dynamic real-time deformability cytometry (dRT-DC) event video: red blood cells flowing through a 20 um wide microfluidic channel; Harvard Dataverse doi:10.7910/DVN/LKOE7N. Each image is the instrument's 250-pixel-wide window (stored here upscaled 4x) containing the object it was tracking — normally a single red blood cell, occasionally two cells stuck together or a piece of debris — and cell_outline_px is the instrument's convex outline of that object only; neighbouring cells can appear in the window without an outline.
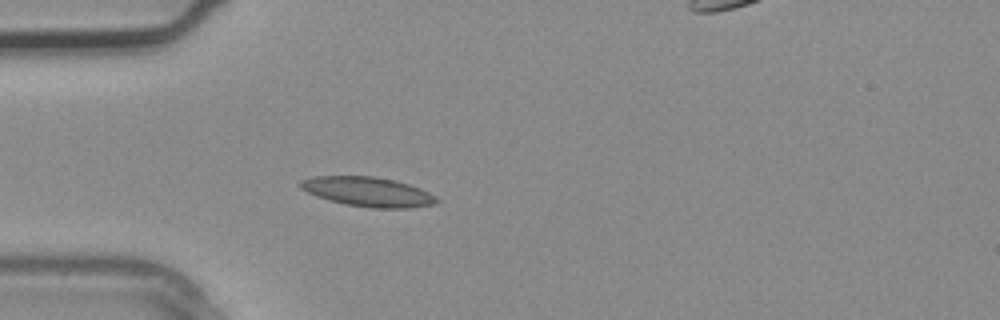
{"species": "common noctule bat (a hibernating species)", "species_latin": "Nyctalus noctula", "temperature_condition": "warm", "stored_images_in_passage": 4, "segment_of_instrument_passage": [1, 2], "camera_frame_rate_fps": 3000, "um_per_image_px": 0.085, "animal": {"sex": "male", "body_mass_g": 20.4}, "frame": {"image": 1, "passage_image": 3, "time_ms": 0.667, "image_size_px": [1000, 320], "cell_outline_px": [[440, 200], [436, 204], [412, 208], [372, 208], [344, 204], [328, 200], [316, 196], [300, 188], [300, 180], [312, 176], [376, 176], [396, 180], [420, 188], [436, 196]], "centroid_in_image_um": [31.29, 16.3], "position_along_channel_um": 53.7, "area_um2": 23.7}}